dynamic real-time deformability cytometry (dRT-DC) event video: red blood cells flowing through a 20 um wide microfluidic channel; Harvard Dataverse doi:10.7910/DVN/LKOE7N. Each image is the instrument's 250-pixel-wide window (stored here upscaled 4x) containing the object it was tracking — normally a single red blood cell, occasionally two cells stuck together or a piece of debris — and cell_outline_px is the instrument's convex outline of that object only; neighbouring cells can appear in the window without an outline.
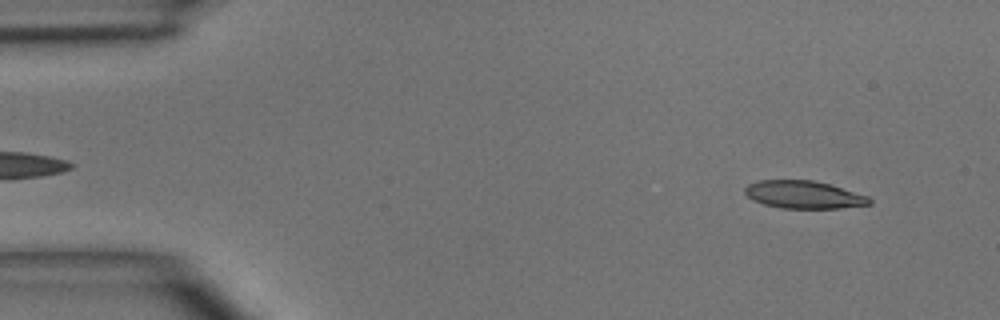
{"species": "common noctule bat (a hibernating species)", "species_latin": "Nyctalus noctula", "temperature_condition": "room temperature", "stored_images_in_passage": 5, "camera_frame_rate_fps": 3000, "um_per_image_px": 0.085, "animal": {"sex": "male", "body_mass_g": 15.6}, "frame": {"image": 1, "passage_image": 5, "time_ms": 4.667, "image_size_px": [1000, 320], "cell_outline_px": [[872, 204], [840, 208], [780, 208], [764, 204], [752, 200], [744, 192], [744, 188], [748, 184], [756, 180], [812, 180], [828, 184], [868, 196], [872, 200]], "centroid_in_image_um": [68.29, 16.55], "position_along_channel_um": 16.7, "area_um2": 20.06}}